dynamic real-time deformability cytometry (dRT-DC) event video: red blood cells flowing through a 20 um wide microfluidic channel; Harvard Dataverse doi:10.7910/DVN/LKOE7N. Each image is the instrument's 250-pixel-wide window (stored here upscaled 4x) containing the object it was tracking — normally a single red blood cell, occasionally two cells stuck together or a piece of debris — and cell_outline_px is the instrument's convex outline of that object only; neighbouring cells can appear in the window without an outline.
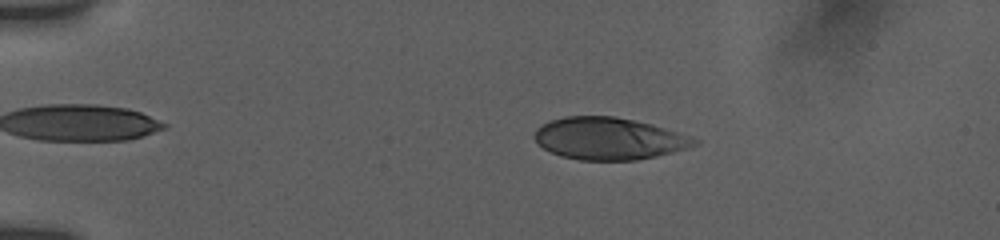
{"species": "human", "species_latin": "Homo sapiens", "temperature_condition": "room temperature", "stored_images_in_passage": 54, "camera_frame_rate_fps": 3000, "um_per_image_px": 0.085, "donor": {"sex": "female"}, "frame": {"image": 1, "passage_image": 11, "time_ms": 3.333, "image_size_px": [1000, 240], "cell_outline_px": [[700, 144], [672, 152], [656, 156], [636, 160], [580, 160], [560, 156], [536, 144], [532, 136], [536, 128], [552, 120], [564, 116], [616, 116], [652, 124], [692, 136], [700, 140]], "centroid_in_image_um": [51.75, 11.77], "position_along_channel_um": 33.2, "area_um2": 39.48}}
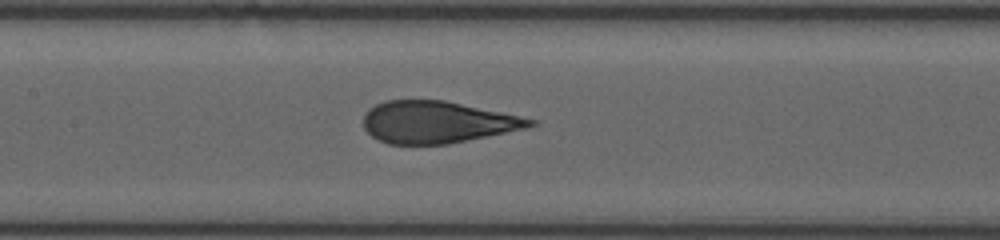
{"frame": {"image": 2, "passage_image": 27, "time_ms": 8.667, "image_size_px": [1000, 240], "cell_outline_px": [[540, 120], [536, 124], [528, 128], [448, 144], [388, 144], [372, 136], [364, 128], [364, 112], [368, 108], [384, 100], [444, 100]], "centroid_in_image_um": [37.17, 10.38], "position_along_channel_um": 170.2, "area_um2": 40.81}}
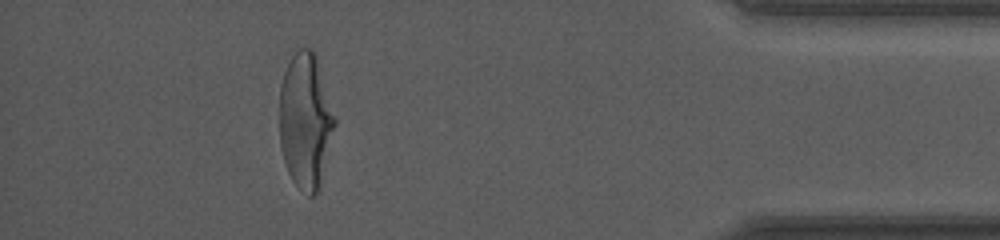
{"frame": {"image": 3, "passage_image": 49, "time_ms": 16.0, "image_size_px": [1000, 240], "cell_outline_px": [[336, 124], [320, 188], [312, 196], [308, 196], [300, 192], [296, 188], [288, 172], [280, 148], [280, 84], [284, 72], [292, 56], [300, 48], [312, 48], [316, 56], [336, 116]], "centroid_in_image_um": [25.98, 10.32], "position_along_channel_um": 409.2, "area_um2": 44.1}, "authors_computed_cell_mechanics": {"area_um2": 42.0784, "velocity_mm_per_s": 3.838, "shape_relaxation_time_tau1_ms": 3.8296, "shape_relaxation_time_tau2_ms": null, "deformation_change_tau1": 0.2008, "deformation_change_tau2": null}}